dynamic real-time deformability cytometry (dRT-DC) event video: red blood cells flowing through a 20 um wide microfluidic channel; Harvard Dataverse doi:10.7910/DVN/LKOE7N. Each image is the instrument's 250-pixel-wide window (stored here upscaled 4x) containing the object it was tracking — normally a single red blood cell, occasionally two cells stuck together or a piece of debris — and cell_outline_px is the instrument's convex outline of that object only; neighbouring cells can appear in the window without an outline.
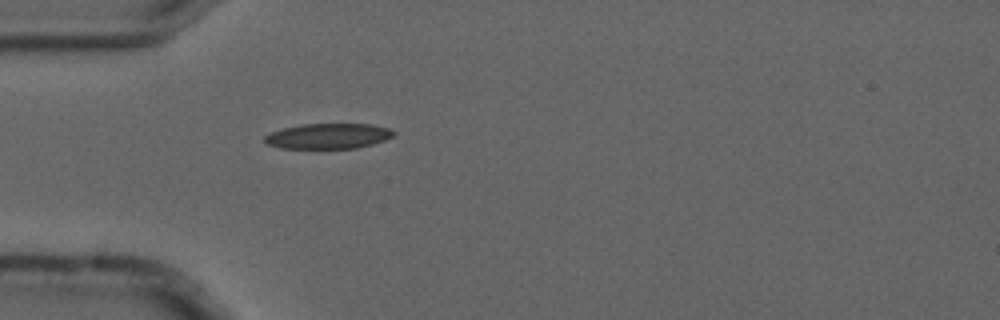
{"species": "common noctule bat (a hibernating species)", "species_latin": "Nyctalus noctula", "temperature_condition": "cold", "stored_images_in_passage": 1, "camera_frame_rate_fps": 3000, "um_per_image_px": 0.085, "animal": {"sex": "male", "forearm_length_mm": 52.5}, "frame": {"image": 1, "passage_image": 1, "time_ms": 0.0, "image_size_px": [1000, 320], "cell_outline_px": [[396, 132], [392, 136], [384, 140], [372, 144], [356, 148], [280, 148], [268, 144], [264, 140], [264, 136], [272, 132], [284, 128], [304, 124], [372, 124], [388, 128]], "centroid_in_image_um": [27.91, 11.56], "position_along_channel_um": 57.1, "area_um2": 18.84}}